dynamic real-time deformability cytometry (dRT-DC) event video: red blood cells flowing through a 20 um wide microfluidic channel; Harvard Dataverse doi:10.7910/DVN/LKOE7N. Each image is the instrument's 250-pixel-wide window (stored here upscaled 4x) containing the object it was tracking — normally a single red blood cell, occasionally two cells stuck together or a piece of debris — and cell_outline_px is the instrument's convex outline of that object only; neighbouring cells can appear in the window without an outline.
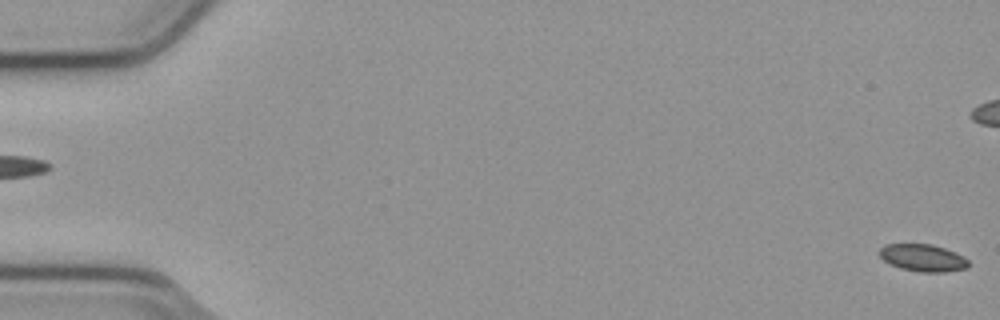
{"species": "common noctule bat (a hibernating species)", "species_latin": "Nyctalus noctula", "temperature_condition": "cold", "stored_images_in_passage": 56, "camera_frame_rate_fps": 3000, "um_per_image_px": 0.085, "animal": {"sex": "male", "body_mass_g": 23.1, "forearm_length_mm": 52.7}, "frame": {"image": 1, "passage_image": 1, "time_ms": 0.0, "image_size_px": [1000, 320], "cell_outline_px": [[968, 268], [944, 272], [920, 272], [900, 268], [888, 264], [880, 256], [880, 248], [884, 244], [932, 244], [956, 252], [964, 256], [968, 260]], "centroid_in_image_um": [78.45, 21.91], "position_along_channel_um": 6.6, "area_um2": 14.22}}
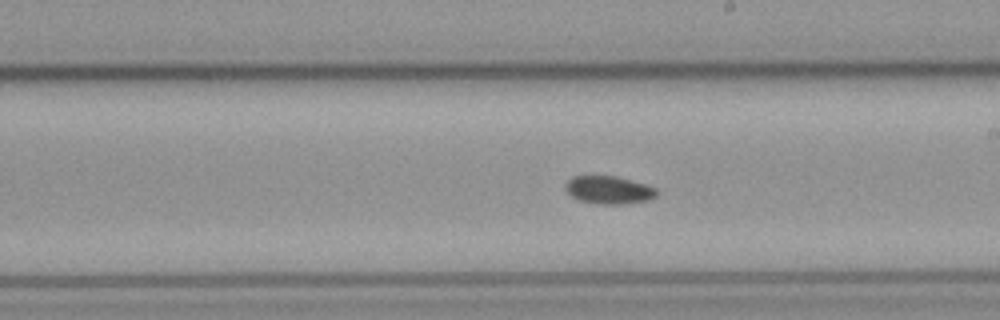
{"frame": {"image": 2, "passage_image": 32, "time_ms": 10.333, "image_size_px": [1000, 320], "cell_outline_px": [[660, 192], [656, 196], [648, 200], [624, 204], [596, 204], [580, 200], [572, 196], [564, 188], [568, 180], [572, 176], [616, 176], [644, 184], [656, 188]], "centroid_in_image_um": [51.76, 16.15], "position_along_channel_um": 237.2, "area_um2": 14.8}}
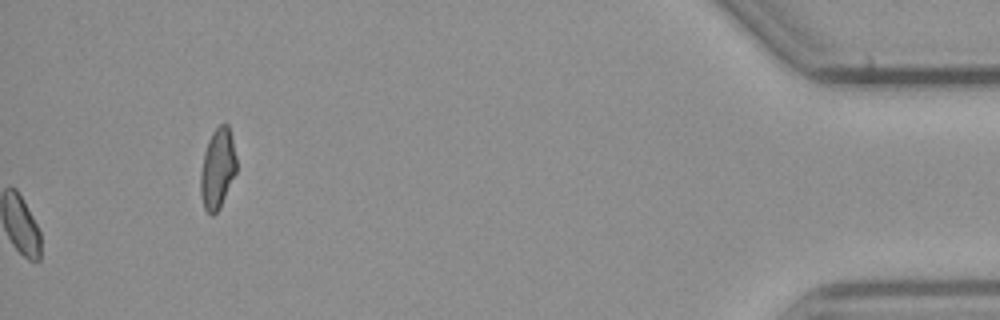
{"frame": {"image": 3, "passage_image": 56, "time_ms": 18.333, "image_size_px": [1000, 320], "cell_outline_px": [[236, 172], [220, 208], [212, 216], [204, 208], [200, 192], [200, 172], [204, 152], [208, 140], [212, 132], [224, 120], [228, 124], [236, 156]], "centroid_in_image_um": [18.48, 14.31], "position_along_channel_um": 416.7, "area_um2": 16.88}, "authors_computed_cell_mechanics": {"area_um2": 14.739, "velocity_mm_per_s": 3.7855, "shape_relaxation_time_tau1_ms": null, "shape_relaxation_time_tau2_ms": 7.775, "deformation_change_tau1": null, "deformation_change_tau2": 0.0873}}